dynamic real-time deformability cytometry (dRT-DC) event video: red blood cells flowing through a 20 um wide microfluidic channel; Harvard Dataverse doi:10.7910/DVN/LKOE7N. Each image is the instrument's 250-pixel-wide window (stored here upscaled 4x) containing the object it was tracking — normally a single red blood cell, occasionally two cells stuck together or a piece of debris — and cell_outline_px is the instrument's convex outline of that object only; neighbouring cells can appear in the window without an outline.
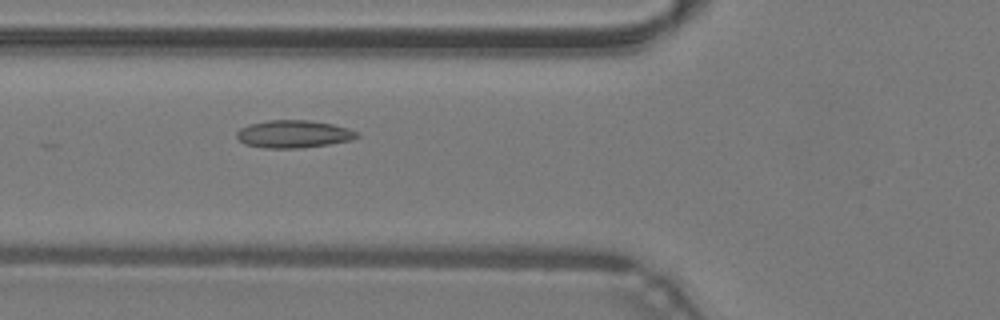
{"species": "common noctule bat (a hibernating species)", "species_latin": "Nyctalus noctula", "temperature_condition": "warm", "stored_images_in_passage": 40, "camera_frame_rate_fps": 3000, "um_per_image_px": 0.085, "animal": {"sex": "male", "body_mass_g": 19.2, "forearm_length_mm": 51.8}, "frame": {"image": 1, "passage_image": 10, "time_ms": 3.0, "image_size_px": [1000, 320], "cell_outline_px": [[360, 136], [352, 140], [328, 144], [296, 148], [264, 148], [244, 144], [236, 136], [236, 132], [240, 128], [248, 124], [268, 120], [312, 120], [332, 124], [348, 128], [360, 132]], "centroid_in_image_um": [24.96, 11.38], "position_along_channel_um": 100.8, "area_um2": 19.48}}
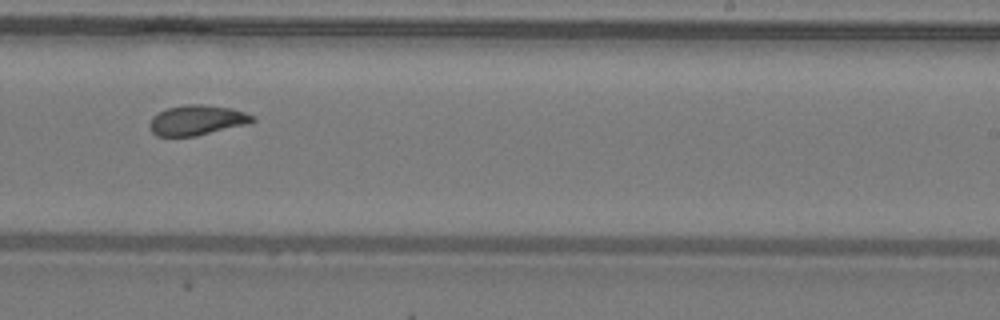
{"frame": {"image": 2, "passage_image": 22, "time_ms": 7.0, "image_size_px": [1000, 320], "cell_outline_px": [[256, 120], [252, 124], [196, 136], [156, 136], [152, 132], [148, 124], [152, 116], [168, 108], [188, 104], [204, 104], [232, 108], [244, 112], [252, 116]], "centroid_in_image_um": [16.77, 10.22], "position_along_channel_um": 272.2, "area_um2": 18.26}}
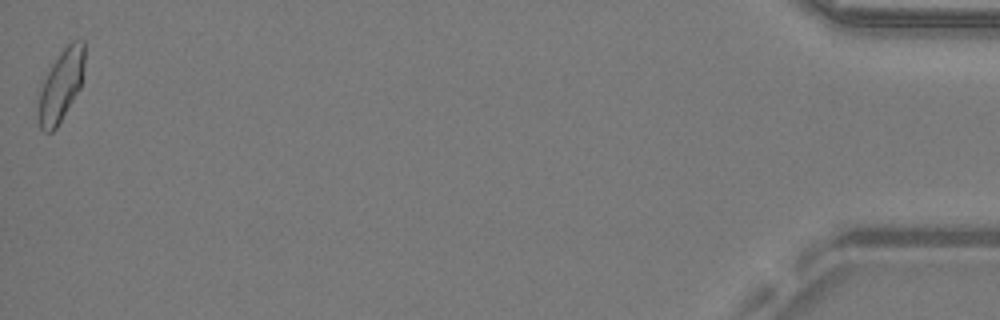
{"frame": {"image": 3, "passage_image": 40, "time_ms": 13.0, "image_size_px": [1000, 320], "cell_outline_px": [[84, 64], [80, 88], [56, 128], [52, 132], [44, 132], [40, 128], [36, 116], [36, 108], [40, 92], [44, 80], [52, 64], [60, 52], [72, 40], [84, 40]], "centroid_in_image_um": [5.16, 7.3], "position_along_channel_um": 430.0, "area_um2": 19.25}, "authors_computed_cell_mechanics": {"area_um2": 18.3226, "velocity_mm_per_s": 4.2991, "shape_relaxation_time_tau1_ms": 5.2911, "shape_relaxation_time_tau2_ms": 2.3527, "deformation_change_tau1": 0.1162, "deformation_change_tau2": 0.0577}}